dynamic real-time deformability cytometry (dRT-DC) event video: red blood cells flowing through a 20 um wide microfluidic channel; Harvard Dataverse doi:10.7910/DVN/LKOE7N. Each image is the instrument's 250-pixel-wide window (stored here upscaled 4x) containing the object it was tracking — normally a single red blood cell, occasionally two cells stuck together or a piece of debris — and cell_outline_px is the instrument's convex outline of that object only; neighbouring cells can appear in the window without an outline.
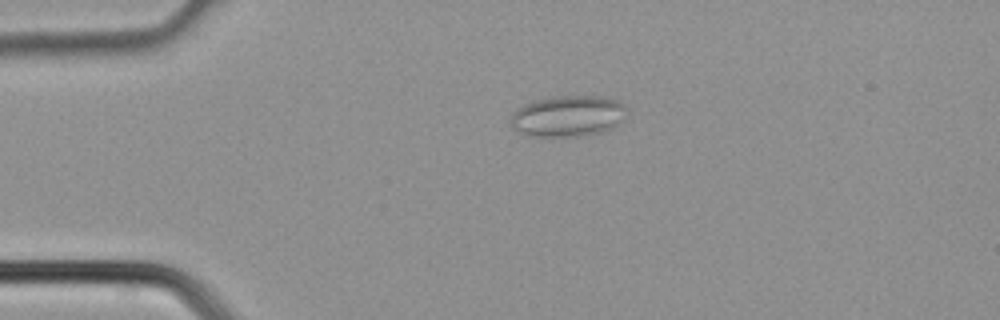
{"species": "common noctule bat (a hibernating species)", "species_latin": "Nyctalus noctula", "temperature_condition": "cold", "stored_images_in_passage": 1, "camera_frame_rate_fps": 3000, "um_per_image_px": 0.085, "animal": {"sex": "male", "body_mass_g": 21.5, "forearm_length_mm": 52.0}, "frame": {"image": 1, "passage_image": 1, "time_ms": 0.0, "image_size_px": [1000, 320], "cell_outline_px": [[628, 108], [624, 120], [612, 128], [600, 132], [580, 136], [528, 136], [512, 128], [512, 112], [524, 104], [556, 96], [600, 96], [620, 100]], "centroid_in_image_um": [48.33, 9.86], "position_along_channel_um": 36.7, "area_um2": 27.86}}